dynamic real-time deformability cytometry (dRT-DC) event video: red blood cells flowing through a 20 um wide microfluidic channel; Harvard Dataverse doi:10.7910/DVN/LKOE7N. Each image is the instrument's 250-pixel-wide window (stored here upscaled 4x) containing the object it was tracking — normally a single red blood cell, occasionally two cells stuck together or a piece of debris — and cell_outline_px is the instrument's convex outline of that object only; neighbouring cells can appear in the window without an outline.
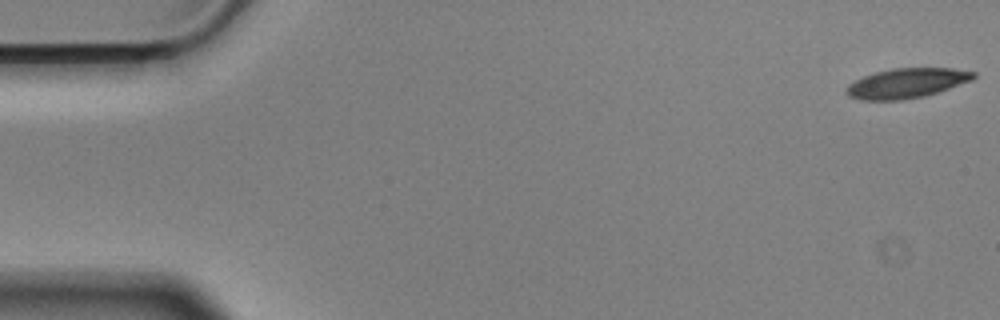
{"species": "Egyptian fruit bat (a non-hibernating species)", "species_latin": "Rousettus aegyptiacus", "temperature_condition": "cold", "stored_images_in_passage": 16, "camera_frame_rate_fps": 3000, "um_per_image_px": 0.085, "animal": {"sex": "male"}, "frame": {"image": 1, "passage_image": 1, "time_ms": 0.0, "image_size_px": [1000, 320], "cell_outline_px": [[976, 76], [972, 80], [924, 96], [900, 100], [860, 100], [848, 96], [844, 92], [844, 88], [848, 84], [864, 76], [876, 72], [892, 68], [952, 68], [976, 72]], "centroid_in_image_um": [77.02, 7.07], "position_along_channel_um": 8.0, "area_um2": 22.02}}
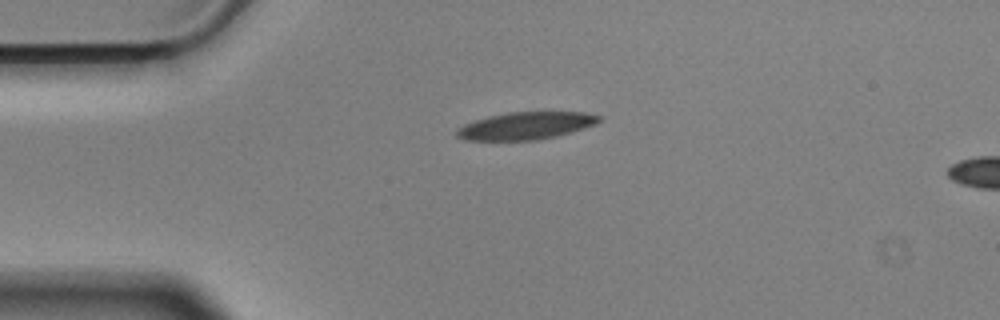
{"frame": {"image": 2, "passage_image": 13, "time_ms": 4.0, "image_size_px": [1000, 320], "cell_outline_px": [[600, 120], [596, 124], [572, 132], [556, 136], [536, 140], [464, 140], [456, 136], [456, 128], [464, 124], [488, 116], [508, 112], [584, 112], [600, 116]], "centroid_in_image_um": [44.67, 10.69], "position_along_channel_um": 40.3, "area_um2": 22.72}}